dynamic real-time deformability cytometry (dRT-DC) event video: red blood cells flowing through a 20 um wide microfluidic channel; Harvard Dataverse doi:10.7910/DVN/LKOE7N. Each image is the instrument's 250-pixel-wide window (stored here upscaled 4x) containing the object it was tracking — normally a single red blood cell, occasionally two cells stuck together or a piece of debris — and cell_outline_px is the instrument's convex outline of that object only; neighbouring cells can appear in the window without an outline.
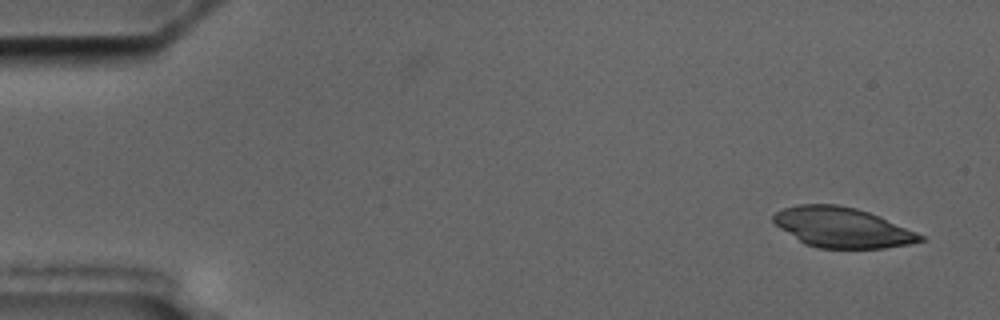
{"species": "common noctule bat (a hibernating species)", "species_latin": "Nyctalus noctula", "temperature_condition": "cold", "stored_images_in_passage": 2, "camera_frame_rate_fps": 3000, "um_per_image_px": 0.085, "animal": {"sex": "male", "body_mass_g": 17.5, "forearm_length_mm": 52.3}, "frame": {"image": 1, "passage_image": 2, "time_ms": 1.0, "image_size_px": [1000, 320], "cell_outline_px": [[928, 240], [908, 244], [884, 248], [820, 248], [804, 244], [780, 228], [772, 220], [772, 216], [776, 212], [784, 208], [796, 204], [836, 204], [856, 208], [880, 216], [916, 232], [924, 236]], "centroid_in_image_um": [71.59, 19.33], "position_along_channel_um": 13.4, "area_um2": 34.28}}